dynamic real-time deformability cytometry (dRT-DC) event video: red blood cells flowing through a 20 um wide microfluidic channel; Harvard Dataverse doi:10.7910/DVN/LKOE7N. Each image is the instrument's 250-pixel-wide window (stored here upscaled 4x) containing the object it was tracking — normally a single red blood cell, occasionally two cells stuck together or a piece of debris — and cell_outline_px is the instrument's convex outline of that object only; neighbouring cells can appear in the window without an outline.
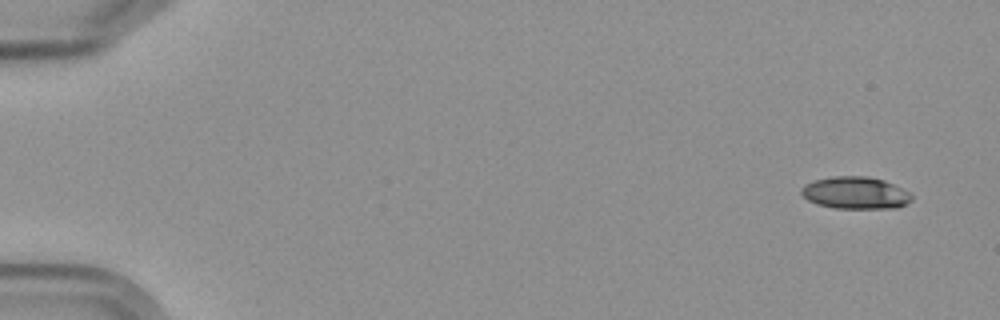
{"species": "Egyptian fruit bat (a non-hibernating species)", "species_latin": "Rousettus aegyptiacus", "temperature_condition": "cold", "stored_images_in_passage": 5, "camera_frame_rate_fps": 3000, "um_per_image_px": 0.085, "frame": {"image": 1, "passage_image": 1, "time_ms": 0.0, "image_size_px": [1000, 320], "cell_outline_px": [[912, 200], [896, 208], [832, 208], [816, 204], [808, 200], [800, 192], [800, 188], [804, 184], [816, 180], [832, 176], [868, 176], [884, 180], [908, 192], [912, 196]], "centroid_in_image_um": [72.67, 16.39], "position_along_channel_um": 12.3, "area_um2": 20.63}}
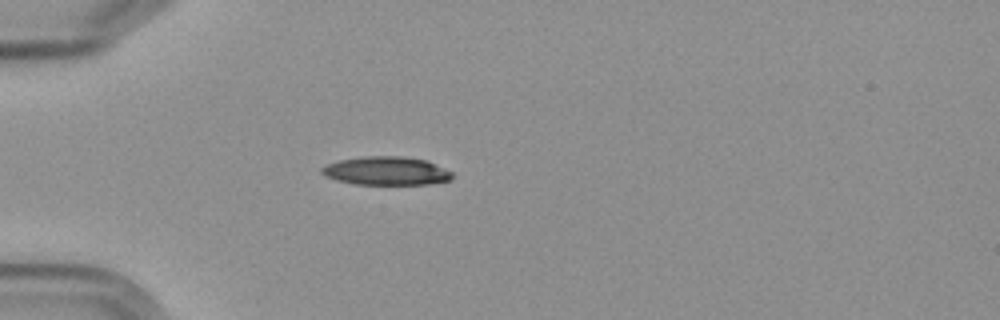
{"frame": {"image": 2, "passage_image": 5, "time_ms": 4.667, "image_size_px": [1000, 320], "cell_outline_px": [[452, 180], [428, 184], [352, 184], [336, 180], [324, 176], [320, 172], [320, 168], [328, 164], [340, 160], [368, 156], [400, 156], [428, 160], [452, 172]], "centroid_in_image_um": [32.83, 14.53], "position_along_channel_um": 52.2, "area_um2": 21.68}}